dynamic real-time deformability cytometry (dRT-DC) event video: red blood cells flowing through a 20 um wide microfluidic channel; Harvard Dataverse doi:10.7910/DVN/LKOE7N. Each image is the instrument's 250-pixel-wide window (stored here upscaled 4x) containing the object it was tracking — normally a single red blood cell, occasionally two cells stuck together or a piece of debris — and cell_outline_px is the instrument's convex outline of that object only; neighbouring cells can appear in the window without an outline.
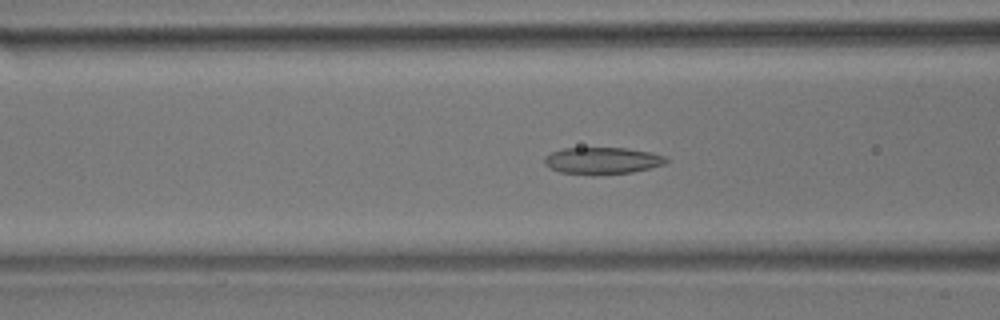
{"species": "common noctule bat (a hibernating species)", "species_latin": "Nyctalus noctula", "temperature_condition": "room temperature", "stored_images_in_passage": 39, "camera_frame_rate_fps": 3000, "um_per_image_px": 0.085, "animal": {"sex": "male", "body_mass_g": 17.9}, "frame": {"image": 1, "passage_image": 7, "time_ms": 2.0, "image_size_px": [1000, 320], "cell_outline_px": [[668, 160], [664, 164], [632, 172], [592, 176], [560, 172], [544, 164], [544, 156], [552, 152], [564, 148], [628, 148], [648, 152], [664, 156]], "centroid_in_image_um": [51.15, 13.67], "position_along_channel_um": 115.4, "area_um2": 19.07}}
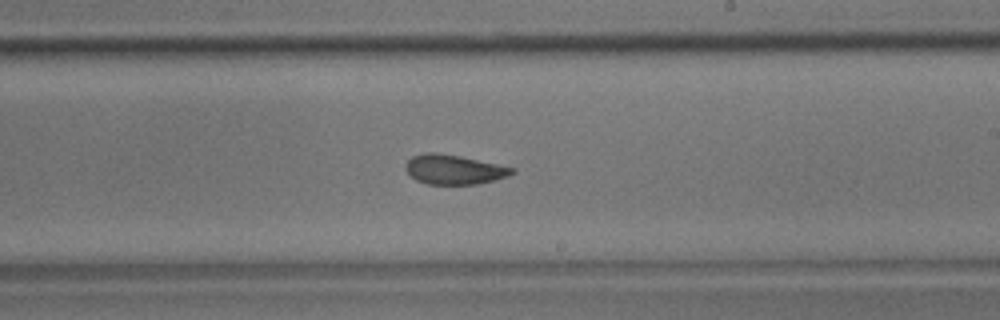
{"frame": {"image": 2, "passage_image": 18, "time_ms": 5.667, "image_size_px": [1000, 320], "cell_outline_px": [[516, 172], [508, 176], [496, 180], [476, 184], [428, 184], [416, 180], [404, 168], [404, 164], [412, 156], [424, 152], [432, 152], [460, 156], [516, 168]], "centroid_in_image_um": [38.59, 14.41], "position_along_channel_um": 250.4, "area_um2": 18.38}}
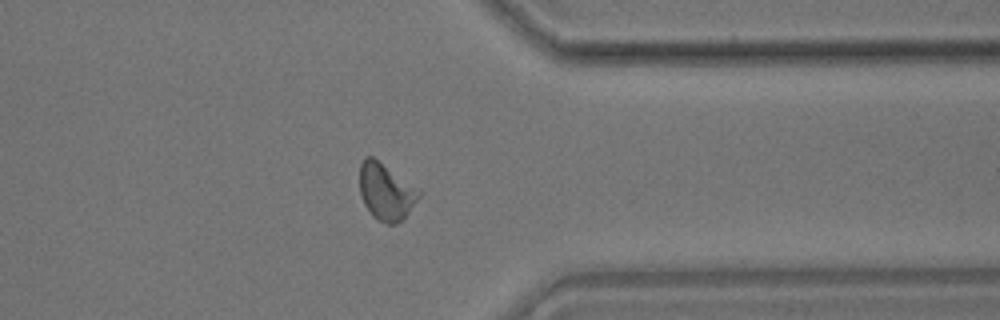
{"frame": {"image": 3, "passage_image": 29, "time_ms": 9.333, "image_size_px": [1000, 320], "cell_outline_px": [[420, 196], [404, 220], [396, 224], [388, 224], [376, 220], [372, 216], [364, 204], [360, 192], [360, 164], [364, 156], [372, 156], [420, 188]], "centroid_in_image_um": [32.83, 16.3], "position_along_channel_um": 378.6, "area_um2": 19.94}, "authors_computed_cell_mechanics": {"area_um2": 18.785, "velocity_mm_per_s": 3.6815, "shape_relaxation_time_tau1_ms": 10.3099, "shape_relaxation_time_tau2_ms": 2.1971, "deformation_change_tau1": 0.2083, "deformation_change_tau2": 0.0881}}